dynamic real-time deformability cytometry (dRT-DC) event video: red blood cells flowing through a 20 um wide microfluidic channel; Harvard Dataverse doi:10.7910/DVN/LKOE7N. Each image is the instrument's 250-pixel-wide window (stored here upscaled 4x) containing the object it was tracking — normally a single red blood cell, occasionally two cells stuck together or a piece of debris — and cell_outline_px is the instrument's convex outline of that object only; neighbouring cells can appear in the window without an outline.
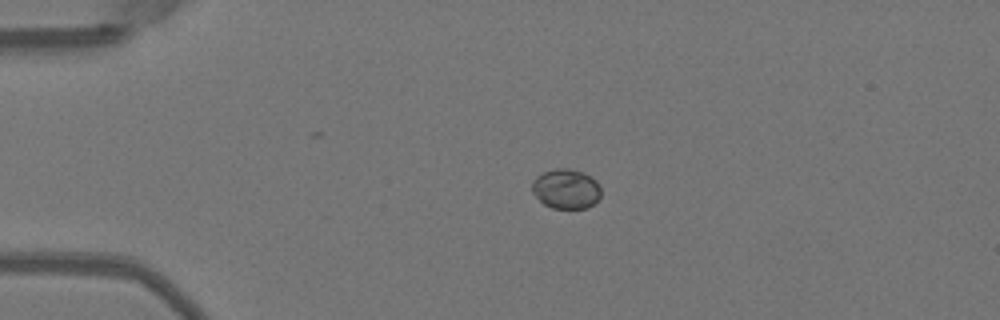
{"species": "Egyptian fruit bat (a non-hibernating species)", "species_latin": "Rousettus aegyptiacus", "temperature_condition": "warm", "stored_images_in_passage": 40, "camera_frame_rate_fps": 3000, "um_per_image_px": 0.085, "animal": {"sex": "female"}, "frame": {"image": 1, "passage_image": 1, "time_ms": 0.0, "image_size_px": [1000, 320], "cell_outline_px": [[600, 196], [588, 208], [552, 208], [544, 204], [532, 192], [532, 180], [536, 176], [544, 172], [556, 168], [568, 168], [584, 172], [592, 176], [596, 180], [600, 188]], "centroid_in_image_um": [48.11, 16.04], "position_along_channel_um": 36.9, "area_um2": 16.01}}
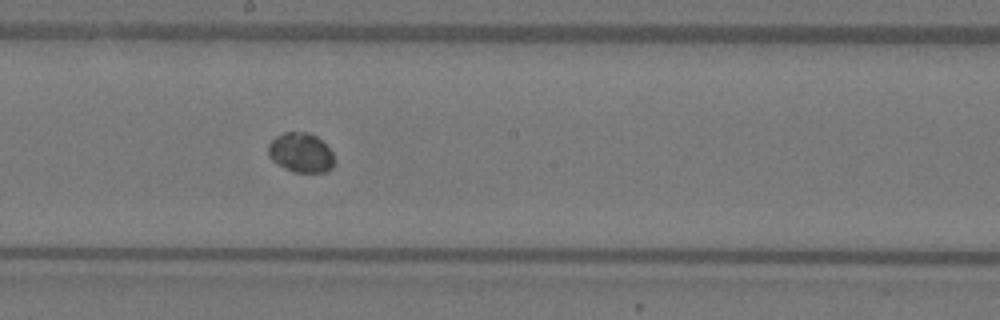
{"frame": {"image": 2, "passage_image": 18, "time_ms": 5.667, "image_size_px": [1000, 320], "cell_outline_px": [[336, 160], [332, 168], [328, 172], [292, 172], [276, 164], [268, 156], [268, 144], [276, 136], [284, 132], [308, 132], [316, 136], [332, 152]], "centroid_in_image_um": [25.57, 12.99], "position_along_channel_um": 222.6, "area_um2": 15.43}}
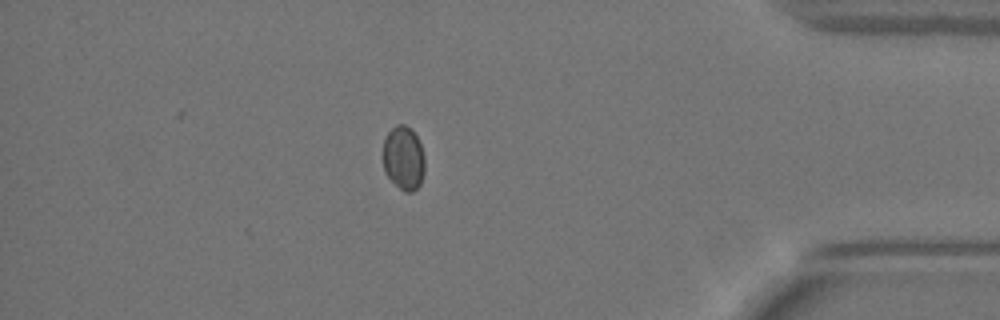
{"frame": {"image": 3, "passage_image": 34, "time_ms": 11.0, "image_size_px": [1000, 320], "cell_outline_px": [[424, 172], [420, 184], [412, 192], [404, 192], [384, 172], [384, 140], [388, 132], [396, 124], [404, 124], [412, 128], [420, 144], [424, 156]], "centroid_in_image_um": [34.31, 13.42], "position_along_channel_um": 400.9, "area_um2": 15.43}}